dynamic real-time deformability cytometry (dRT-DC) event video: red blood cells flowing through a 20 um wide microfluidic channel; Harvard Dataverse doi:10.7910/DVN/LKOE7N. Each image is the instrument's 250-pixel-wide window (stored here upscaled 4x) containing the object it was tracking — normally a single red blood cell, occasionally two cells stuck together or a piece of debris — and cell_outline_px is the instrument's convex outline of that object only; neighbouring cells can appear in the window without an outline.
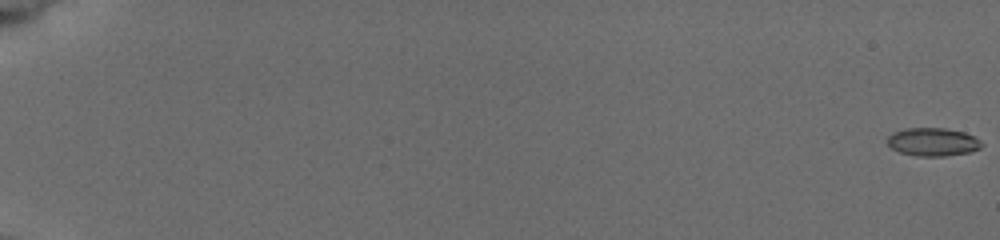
{"species": "common noctule bat (a hibernating species)", "species_latin": "Nyctalus noctula", "temperature_condition": "cold", "stored_images_in_passage": 7, "camera_frame_rate_fps": 3000, "um_per_image_px": 0.085, "animal": {"sex": "female", "body_mass_g": 19.5, "forearm_length_mm": 54.1}, "frame": {"image": 1, "passage_image": 1, "time_ms": 0.0, "image_size_px": [1000, 240], "cell_outline_px": [[984, 144], [980, 148], [968, 152], [944, 156], [916, 156], [900, 152], [892, 148], [888, 144], [888, 136], [892, 132], [904, 128], [944, 128], [964, 132], [976, 136]], "centroid_in_image_um": [79.3, 12.05], "position_along_channel_um": 5.7, "area_um2": 15.55}}
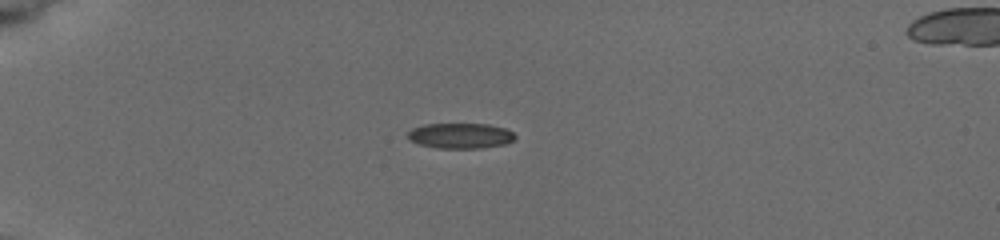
{"frame": {"image": 2, "passage_image": 6, "time_ms": 5.667, "image_size_px": [1000, 240], "cell_outline_px": [[516, 136], [512, 140], [504, 144], [480, 148], [436, 148], [420, 144], [408, 140], [408, 132], [412, 128], [424, 124], [488, 124], [504, 128], [512, 132]], "centroid_in_image_um": [39.1, 11.53], "position_along_channel_um": 45.9, "area_um2": 15.78}}